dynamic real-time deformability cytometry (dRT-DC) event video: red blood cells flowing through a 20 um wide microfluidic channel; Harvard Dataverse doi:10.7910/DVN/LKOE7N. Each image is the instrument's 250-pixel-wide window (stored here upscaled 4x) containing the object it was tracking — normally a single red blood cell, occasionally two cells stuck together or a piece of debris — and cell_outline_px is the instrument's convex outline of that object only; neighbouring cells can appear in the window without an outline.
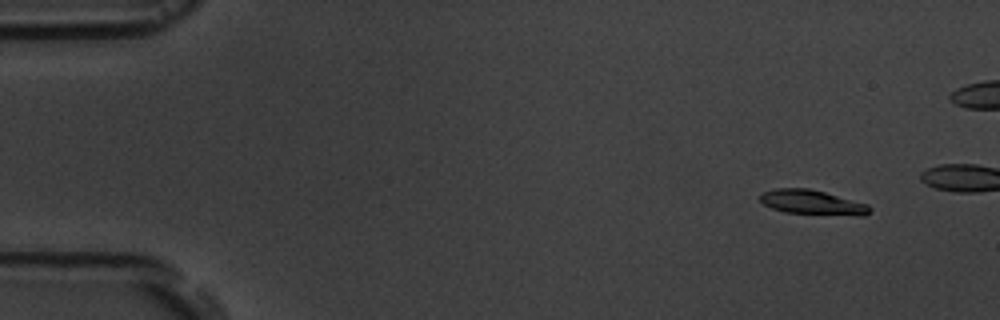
{"species": "common noctule bat (a hibernating species)", "species_latin": "Nyctalus noctula", "temperature_condition": "room temperature", "stored_images_in_passage": 6, "camera_frame_rate_fps": 3000, "um_per_image_px": 0.085, "animal": {"sex": "male", "body_mass_g": 19.5, "forearm_length_mm": 54.6}, "frame": {"image": 1, "passage_image": 2, "time_ms": 1.0, "image_size_px": [1000, 320], "cell_outline_px": [[872, 212], [864, 216], [860, 216], [784, 212], [772, 208], [764, 204], [760, 200], [760, 192], [776, 188], [808, 188], [824, 192], [868, 204], [872, 208]], "centroid_in_image_um": [69.06, 17.2], "position_along_channel_um": 15.9, "area_um2": 15.78}}